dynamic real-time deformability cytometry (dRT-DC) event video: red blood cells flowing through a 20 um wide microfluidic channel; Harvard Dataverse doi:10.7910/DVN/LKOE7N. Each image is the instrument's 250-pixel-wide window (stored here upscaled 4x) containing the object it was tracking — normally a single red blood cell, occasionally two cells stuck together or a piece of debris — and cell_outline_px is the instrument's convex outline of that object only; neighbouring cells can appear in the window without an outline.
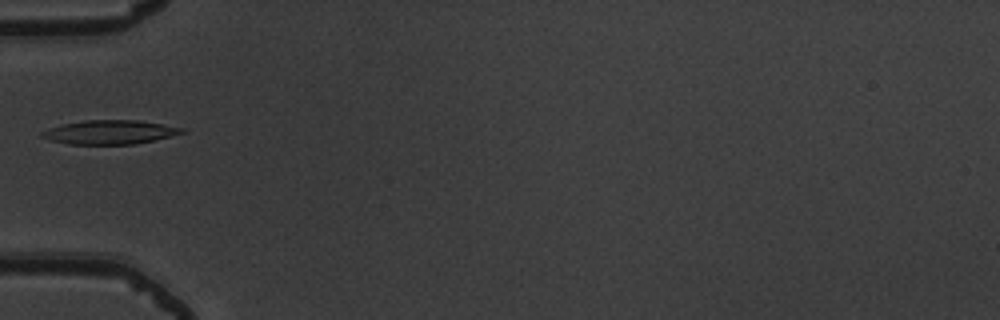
{"species": "common noctule bat (a hibernating species)", "species_latin": "Nyctalus noctula", "temperature_condition": "warm", "stored_images_in_passage": 30, "camera_frame_rate_fps": 3000, "um_per_image_px": 0.085, "animal": {"sex": "male", "body_mass_g": 19.5, "forearm_length_mm": 54.6}, "frame": {"image": 1, "passage_image": 1, "time_ms": 0.0, "image_size_px": [1000, 320], "cell_outline_px": [[184, 132], [152, 140], [132, 144], [68, 144], [52, 140], [40, 136], [40, 132], [48, 128], [60, 124], [84, 120], [136, 120], [184, 128]], "centroid_in_image_um": [9.24, 11.22], "position_along_channel_um": 75.8, "area_um2": 19.25}}
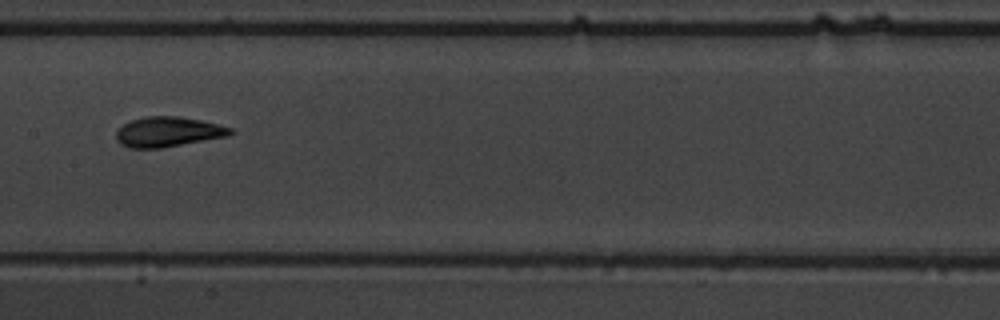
{"frame": {"image": 2, "passage_image": 10, "time_ms": 3.0, "image_size_px": [1000, 320], "cell_outline_px": [[236, 132], [228, 136], [160, 148], [128, 148], [120, 144], [116, 140], [116, 132], [124, 124], [132, 120], [144, 116], [180, 116], [200, 120], [232, 128]], "centroid_in_image_um": [14.28, 11.21], "position_along_channel_um": 193.1, "area_um2": 19.94}}
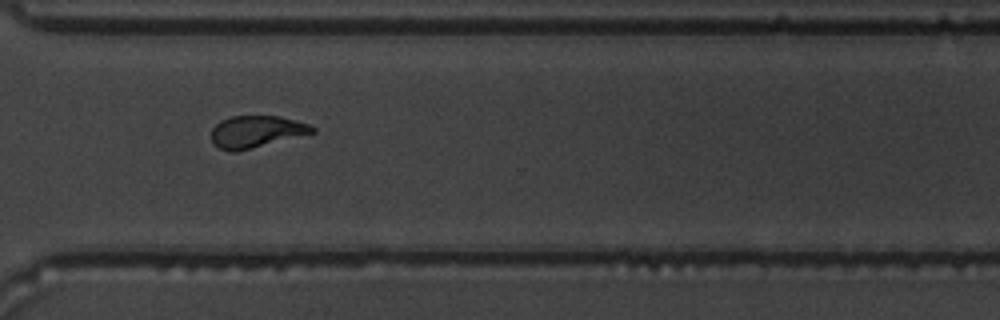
{"frame": {"image": 3, "passage_image": 22, "time_ms": 7.0, "image_size_px": [1000, 320], "cell_outline_px": [[316, 132], [236, 152], [228, 152], [212, 144], [212, 128], [220, 120], [232, 116], [280, 116], [308, 124], [316, 128]], "centroid_in_image_um": [21.76, 11.19], "position_along_channel_um": 348.8, "area_um2": 18.79}}